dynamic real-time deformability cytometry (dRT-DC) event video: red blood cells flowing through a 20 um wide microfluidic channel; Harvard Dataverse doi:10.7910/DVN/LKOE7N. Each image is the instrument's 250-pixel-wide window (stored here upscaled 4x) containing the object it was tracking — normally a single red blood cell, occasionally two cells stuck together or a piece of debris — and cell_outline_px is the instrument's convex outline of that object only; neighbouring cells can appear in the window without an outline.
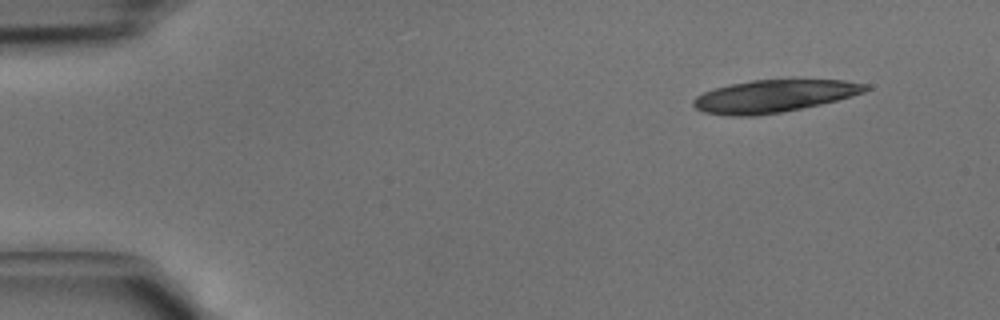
{"species": "common noctule bat (a hibernating species)", "species_latin": "Nyctalus noctula", "temperature_condition": "cold", "stored_images_in_passage": 17, "camera_frame_rate_fps": 3000, "um_per_image_px": 0.085, "animal": {"sex": "male", "body_mass_g": 15.6}, "frame": {"image": 1, "passage_image": 1, "time_ms": 0.0, "image_size_px": [1000, 320], "cell_outline_px": [[872, 88], [864, 92], [852, 96], [820, 104], [780, 112], [756, 116], [728, 116], [704, 112], [696, 108], [692, 104], [692, 100], [696, 96], [712, 88], [752, 80], [844, 80], [868, 84]], "centroid_in_image_um": [65.77, 8.17], "position_along_channel_um": 19.2, "area_um2": 32.48}}